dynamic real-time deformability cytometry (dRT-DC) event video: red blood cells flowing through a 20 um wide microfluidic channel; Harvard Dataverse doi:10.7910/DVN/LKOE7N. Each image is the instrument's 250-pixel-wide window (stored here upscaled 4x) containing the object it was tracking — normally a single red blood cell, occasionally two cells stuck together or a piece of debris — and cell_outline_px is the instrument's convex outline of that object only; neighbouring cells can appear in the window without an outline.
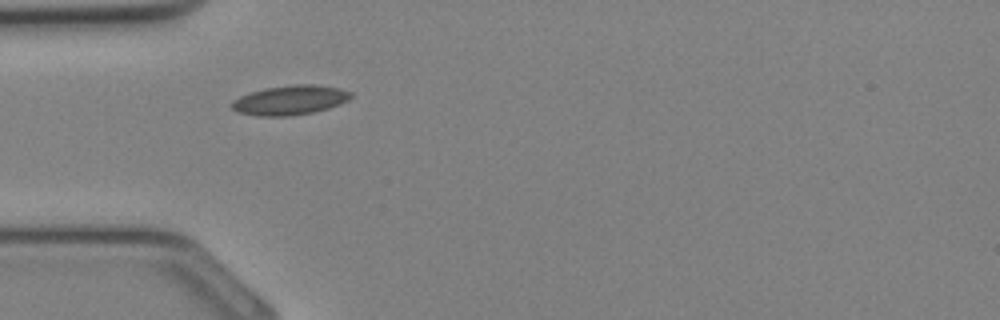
{"species": "Egyptian fruit bat (a non-hibernating species)", "species_latin": "Rousettus aegyptiacus", "temperature_condition": "cold", "stored_images_in_passage": 25, "camera_frame_rate_fps": 3000, "um_per_image_px": 0.085, "animal": {"sex": "female"}, "frame": {"image": 1, "passage_image": 1, "time_ms": 0.0, "image_size_px": [1000, 320], "cell_outline_px": [[352, 96], [348, 100], [340, 104], [328, 108], [312, 112], [292, 116], [256, 116], [236, 112], [232, 108], [232, 100], [240, 96], [264, 88], [296, 84], [316, 84], [340, 88], [352, 92]], "centroid_in_image_um": [24.66, 8.51], "position_along_channel_um": 60.3, "area_um2": 20.58}}
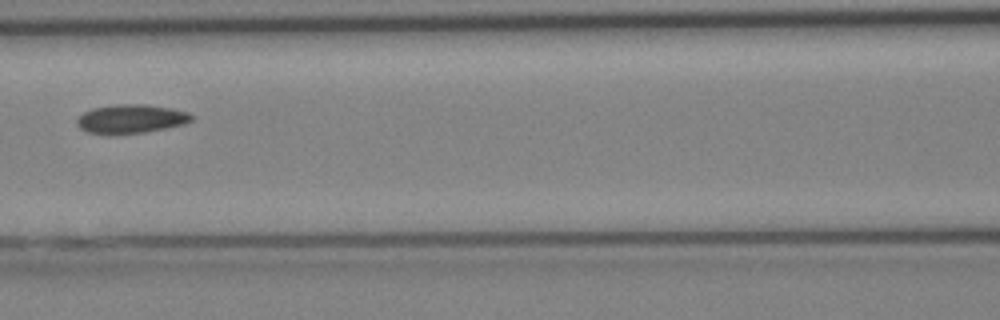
{"frame": {"image": 2, "passage_image": 6, "time_ms": 1.667, "image_size_px": [1000, 320], "cell_outline_px": [[192, 120], [184, 124], [168, 128], [144, 132], [112, 136], [88, 132], [80, 128], [76, 124], [76, 120], [84, 112], [92, 108], [112, 104], [144, 104], [172, 108], [188, 112], [192, 116]], "centroid_in_image_um": [11.1, 10.12], "position_along_channel_um": 155.5, "area_um2": 19.65}}
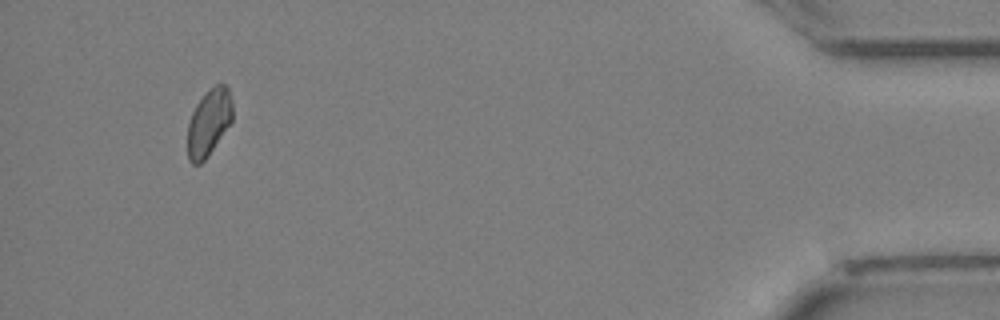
{"frame": {"image": 3, "passage_image": 23, "time_ms": 7.333, "image_size_px": [1000, 320], "cell_outline_px": [[232, 120], [208, 156], [200, 164], [192, 164], [188, 160], [188, 124], [192, 112], [196, 104], [208, 88], [216, 84], [224, 84], [228, 88], [232, 100]], "centroid_in_image_um": [17.74, 10.39], "position_along_channel_um": 417.5, "area_um2": 17.46}}